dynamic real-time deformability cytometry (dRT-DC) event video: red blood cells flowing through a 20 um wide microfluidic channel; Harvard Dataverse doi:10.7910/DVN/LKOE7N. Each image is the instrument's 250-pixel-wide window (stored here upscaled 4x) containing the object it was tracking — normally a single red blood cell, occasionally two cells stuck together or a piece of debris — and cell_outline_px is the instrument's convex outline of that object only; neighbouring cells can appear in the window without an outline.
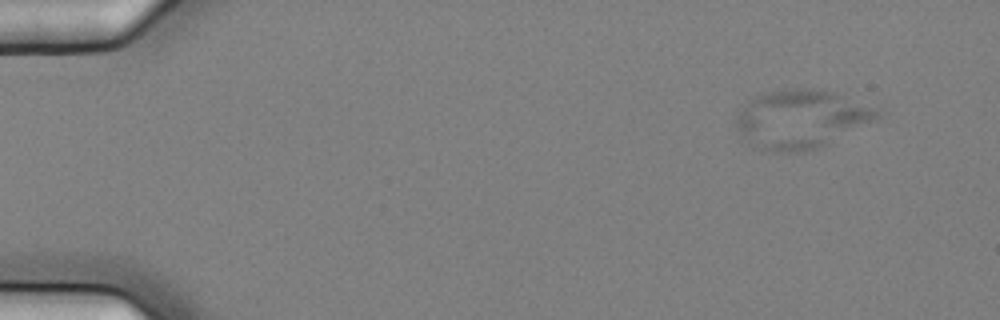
{"species": "common noctule bat (a hibernating species)", "species_latin": "Nyctalus noctula", "temperature_condition": "cold", "stored_images_in_passage": 9, "camera_frame_rate_fps": 3000, "um_per_image_px": 0.085, "animal": {"sex": "female", "body_mass_g": 25.1}, "frame": {"image": 1, "passage_image": 2, "time_ms": 0.333, "image_size_px": [1000, 320], "cell_outline_px": [[888, 112], [876, 120], [816, 148], [804, 152], [772, 152], [760, 148], [748, 140], [732, 124], [736, 116], [744, 104], [752, 96], [768, 92], [792, 88], [812, 88], [832, 92], [880, 108]], "centroid_in_image_um": [68.11, 10.1], "position_along_channel_um": 16.9, "area_um2": 48.21}}
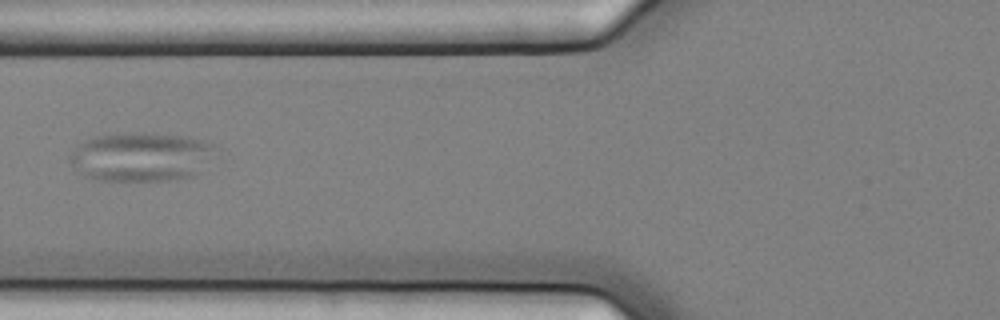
{"frame": {"image": 2, "passage_image": 7, "time_ms": 2.0, "image_size_px": [1000, 320], "cell_outline_px": [[212, 148], [196, 176], [172, 180], [96, 180], [84, 176], [80, 172], [68, 156], [76, 144], [84, 140], [96, 136], [124, 132], [140, 132], [188, 136], [212, 144]], "centroid_in_image_um": [11.89, 13.31], "position_along_channel_um": 113.9, "area_um2": 41.15}}
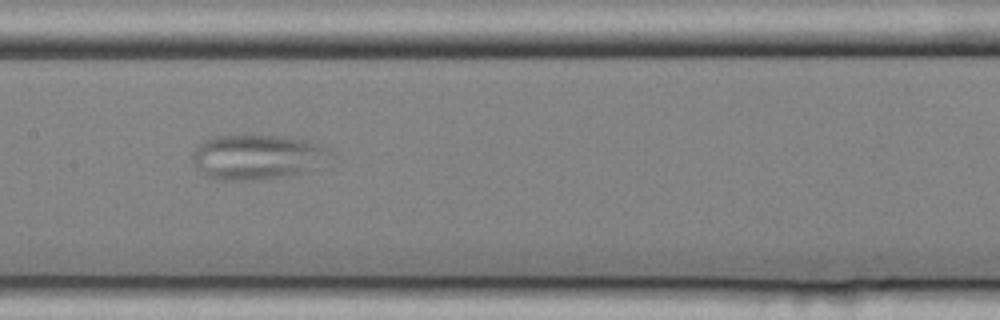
{"frame": {"image": 3, "passage_image": 9, "time_ms": 2.667, "image_size_px": [1000, 320], "cell_outline_px": [[332, 152], [300, 172], [280, 176], [252, 180], [220, 180], [204, 176], [200, 172], [192, 160], [192, 152], [204, 140], [212, 136], [288, 136], [308, 140], [320, 144]], "centroid_in_image_um": [21.71, 13.32], "position_along_channel_um": 185.7, "area_um2": 35.03}}